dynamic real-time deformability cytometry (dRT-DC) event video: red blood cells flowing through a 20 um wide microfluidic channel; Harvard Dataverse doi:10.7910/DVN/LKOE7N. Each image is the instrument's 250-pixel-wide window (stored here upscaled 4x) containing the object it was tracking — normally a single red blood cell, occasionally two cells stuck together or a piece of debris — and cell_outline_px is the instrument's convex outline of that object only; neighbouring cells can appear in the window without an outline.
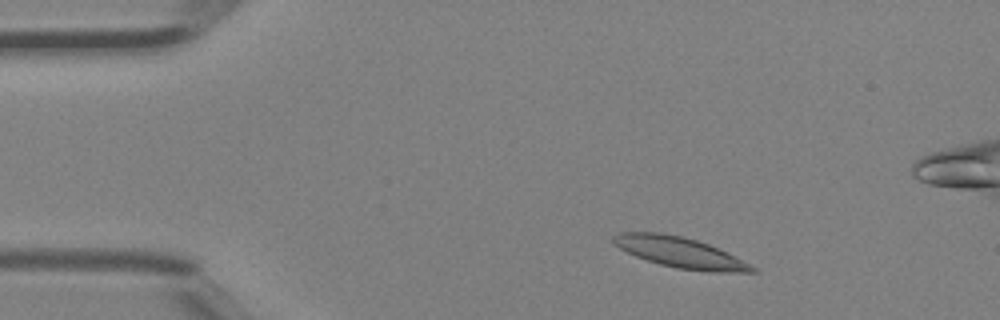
{"species": "Egyptian fruit bat (a non-hibernating species)", "species_latin": "Rousettus aegyptiacus", "temperature_condition": "room temperature", "stored_images_in_passage": 4, "camera_frame_rate_fps": 3000, "um_per_image_px": 0.085, "animal": {"sex": "female"}, "frame": {"image": 1, "passage_image": 2, "time_ms": 0.333, "image_size_px": [1000, 320], "cell_outline_px": [[760, 272], [712, 272], [676, 268], [660, 264], [636, 256], [620, 248], [612, 240], [612, 236], [616, 232], [660, 232], [684, 236], [708, 244], [728, 252], [760, 268]], "centroid_in_image_um": [57.88, 21.46], "position_along_channel_um": 27.1, "area_um2": 24.97}}